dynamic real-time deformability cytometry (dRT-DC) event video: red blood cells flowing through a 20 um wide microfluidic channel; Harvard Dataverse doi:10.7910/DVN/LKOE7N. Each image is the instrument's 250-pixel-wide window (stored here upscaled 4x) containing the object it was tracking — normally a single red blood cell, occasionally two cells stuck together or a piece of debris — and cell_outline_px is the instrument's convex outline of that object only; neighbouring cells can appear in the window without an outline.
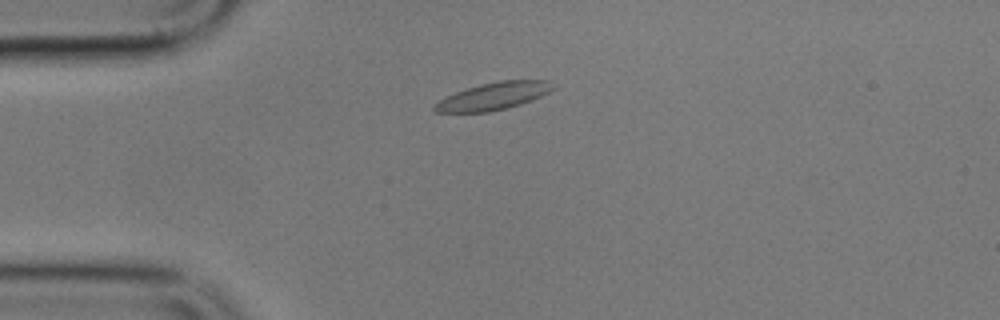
{"species": "common noctule bat (a hibernating species)", "species_latin": "Nyctalus noctula", "temperature_condition": "cold", "stored_images_in_passage": 4, "camera_frame_rate_fps": 3000, "um_per_image_px": 0.085, "animal": {"sex": "male", "body_mass_g": 17.9}, "frame": {"image": 1, "passage_image": 2, "time_ms": 1.0, "image_size_px": [1000, 320], "cell_outline_px": [[552, 88], [548, 92], [540, 96], [520, 104], [488, 112], [436, 112], [432, 108], [440, 100], [456, 92], [480, 84], [500, 80], [548, 80]], "centroid_in_image_um": [41.91, 8.17], "position_along_channel_um": 43.1, "area_um2": 18.32}}
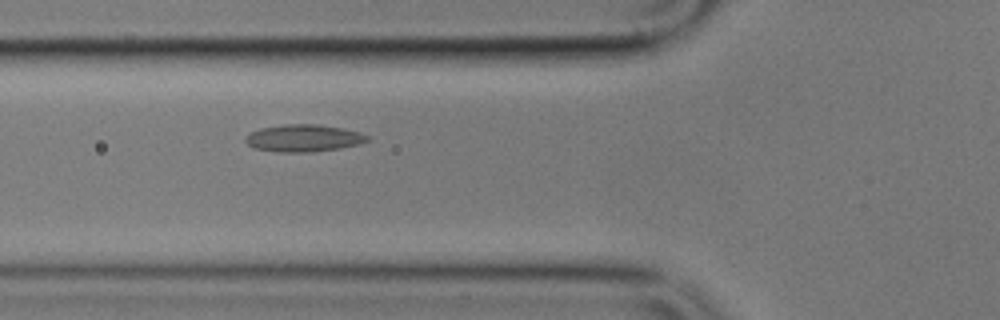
{"frame": {"image": 2, "passage_image": 4, "time_ms": 3.333, "image_size_px": [1000, 320], "cell_outline_px": [[368, 140], [360, 144], [340, 148], [312, 152], [276, 152], [252, 148], [244, 140], [252, 132], [260, 128], [284, 124], [320, 124], [360, 132], [368, 136]], "centroid_in_image_um": [25.79, 11.74], "position_along_channel_um": 100.0, "area_um2": 19.31}}